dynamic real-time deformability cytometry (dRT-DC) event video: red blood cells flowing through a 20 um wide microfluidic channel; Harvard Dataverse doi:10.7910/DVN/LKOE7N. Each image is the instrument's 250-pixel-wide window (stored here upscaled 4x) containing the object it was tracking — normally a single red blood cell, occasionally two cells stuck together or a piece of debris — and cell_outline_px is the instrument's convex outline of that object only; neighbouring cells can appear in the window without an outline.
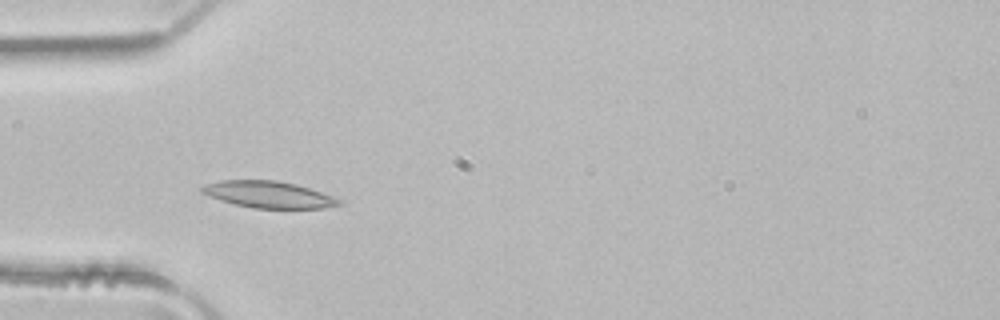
{"species": "common noctule bat (a hibernating species)", "species_latin": "Nyctalus noctula", "temperature_condition": "room temperature", "stored_images_in_passage": 2, "camera_frame_rate_fps": 3000, "um_per_image_px": 0.085, "animal": {"sex": "male", "body_mass_g": 21.5, "forearm_length_mm": 52.0}, "frame": {"image": 1, "passage_image": 2, "time_ms": 0.333, "image_size_px": [1000, 320], "cell_outline_px": [[344, 204], [324, 208], [252, 208], [220, 200], [208, 196], [200, 192], [200, 188], [208, 184], [220, 180], [276, 180], [296, 184], [344, 200]], "centroid_in_image_um": [22.85, 16.54], "position_along_channel_um": 62.2, "area_um2": 21.27}}